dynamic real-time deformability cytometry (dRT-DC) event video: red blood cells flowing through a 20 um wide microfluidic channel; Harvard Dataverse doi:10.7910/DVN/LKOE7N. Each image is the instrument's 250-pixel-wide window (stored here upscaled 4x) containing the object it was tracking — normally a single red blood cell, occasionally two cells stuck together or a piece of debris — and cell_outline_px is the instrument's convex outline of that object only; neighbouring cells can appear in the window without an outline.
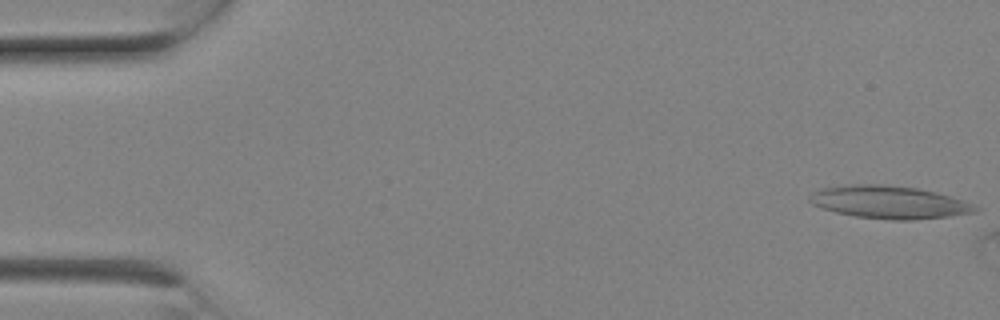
{"species": "Egyptian fruit bat (a non-hibernating species)", "species_latin": "Rousettus aegyptiacus", "temperature_condition": "room temperature", "stored_images_in_passage": 4, "camera_frame_rate_fps": 3000, "um_per_image_px": 0.085, "animal": {"sex": "female"}, "frame": {"image": 1, "passage_image": 1, "time_ms": 0.0, "image_size_px": [1000, 320], "cell_outline_px": [[980, 208], [976, 212], [948, 216], [912, 220], [888, 220], [856, 216], [836, 212], [812, 204], [808, 200], [808, 196], [812, 192], [824, 188], [852, 184], [888, 184], [920, 188], [936, 192], [964, 200]], "centroid_in_image_um": [75.6, 17.18], "position_along_channel_um": 9.4, "area_um2": 31.67}}